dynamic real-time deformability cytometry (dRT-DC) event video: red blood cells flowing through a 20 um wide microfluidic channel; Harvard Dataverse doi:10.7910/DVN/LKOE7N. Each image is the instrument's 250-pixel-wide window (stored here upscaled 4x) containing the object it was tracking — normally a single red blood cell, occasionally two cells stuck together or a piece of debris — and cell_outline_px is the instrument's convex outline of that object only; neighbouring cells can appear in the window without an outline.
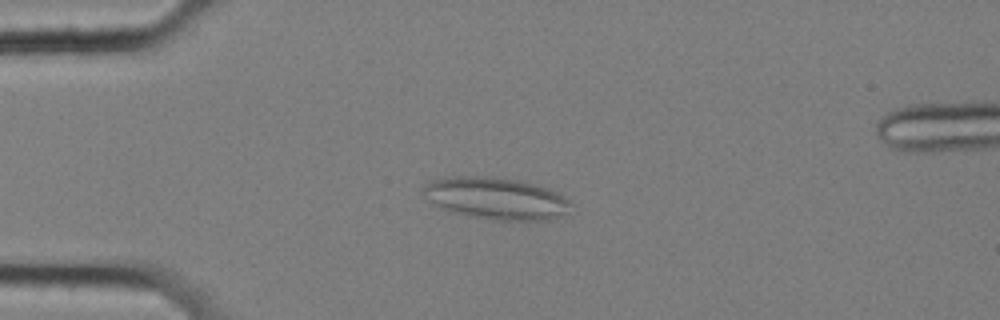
{"species": "common noctule bat (a hibernating species)", "species_latin": "Nyctalus noctula", "temperature_condition": "cold", "stored_images_in_passage": 57, "camera_frame_rate_fps": 3000, "um_per_image_px": 0.085, "animal": {"sex": "female", "body_mass_g": 25.1}, "frame": {"image": 1, "passage_image": 14, "time_ms": 4.333, "image_size_px": [1000, 320], "cell_outline_px": [[572, 204], [564, 212], [552, 220], [492, 220], [468, 216], [432, 204], [420, 192], [420, 188], [424, 184], [432, 180], [444, 176], [480, 176], [516, 180], [548, 188], [564, 196]], "centroid_in_image_um": [42.08, 16.85], "position_along_channel_um": 42.9, "area_um2": 36.01}}
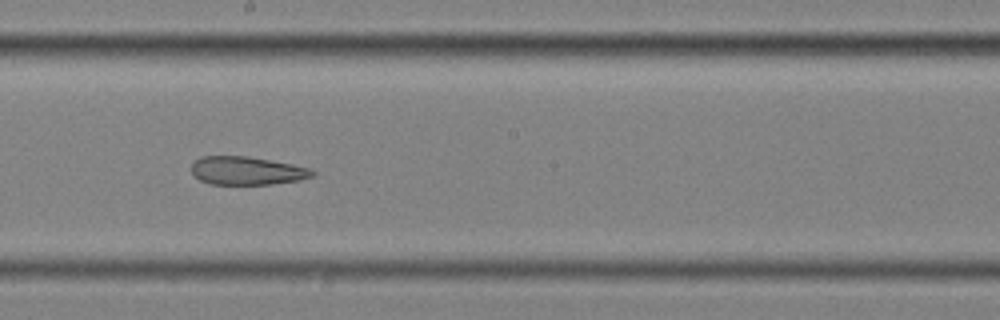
{"frame": {"image": 2, "passage_image": 32, "time_ms": 10.333, "image_size_px": [1000, 320], "cell_outline_px": [[316, 172], [312, 176], [300, 180], [272, 184], [208, 184], [200, 180], [192, 172], [192, 164], [200, 156], [248, 156], [292, 164], [308, 168]], "centroid_in_image_um": [20.98, 14.51], "position_along_channel_um": 227.2, "area_um2": 19.83}}
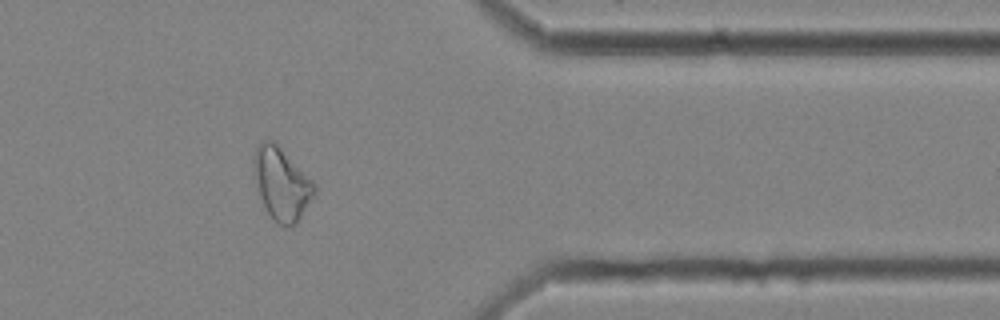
{"frame": {"image": 3, "passage_image": 47, "time_ms": 15.333, "image_size_px": [1000, 320], "cell_outline_px": [[316, 192], [296, 224], [292, 228], [276, 224], [268, 212], [260, 196], [252, 160], [256, 148], [264, 140], [276, 140], [316, 184]], "centroid_in_image_um": [23.96, 15.6], "position_along_channel_um": 387.4, "area_um2": 25.66}, "authors_computed_cell_mechanics": {"area_um2": 27.0504, "velocity_mm_per_s": 3.4914, "shape_relaxation_time_tau1_ms": null, "shape_relaxation_time_tau2_ms": 4.2112, "deformation_change_tau1": null, "deformation_change_tau2": 0.1415}}